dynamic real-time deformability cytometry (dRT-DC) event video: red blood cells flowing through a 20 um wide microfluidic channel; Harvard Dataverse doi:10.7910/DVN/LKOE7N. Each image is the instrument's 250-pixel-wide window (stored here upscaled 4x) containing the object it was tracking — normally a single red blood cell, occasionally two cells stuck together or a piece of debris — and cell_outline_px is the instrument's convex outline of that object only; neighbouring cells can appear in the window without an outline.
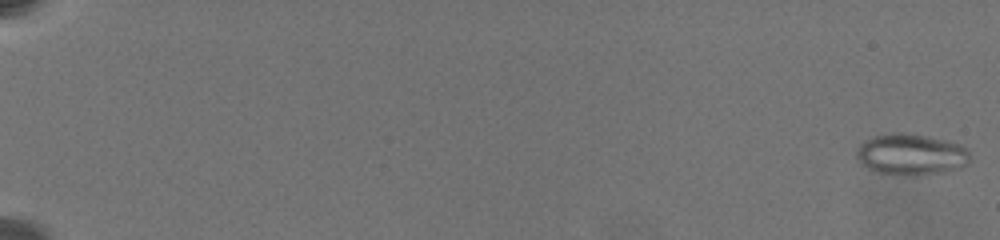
{"species": "common noctule bat (a hibernating species)", "species_latin": "Nyctalus noctula", "temperature_condition": "warm", "stored_images_in_passage": 27, "camera_frame_rate_fps": 3000, "um_per_image_px": 0.085, "animal": {"sex": "female", "body_mass_g": 19.5, "forearm_length_mm": 54.1}, "frame": {"image": 1, "passage_image": 1, "time_ms": 0.0, "image_size_px": [1000, 240], "cell_outline_px": [[968, 164], [944, 172], [912, 176], [904, 176], [876, 172], [860, 164], [856, 156], [856, 152], [860, 144], [864, 140], [872, 136], [892, 132], [900, 132], [928, 136], [960, 144], [968, 148]], "centroid_in_image_um": [77.4, 13.13], "position_along_channel_um": 7.6, "area_um2": 27.51}}
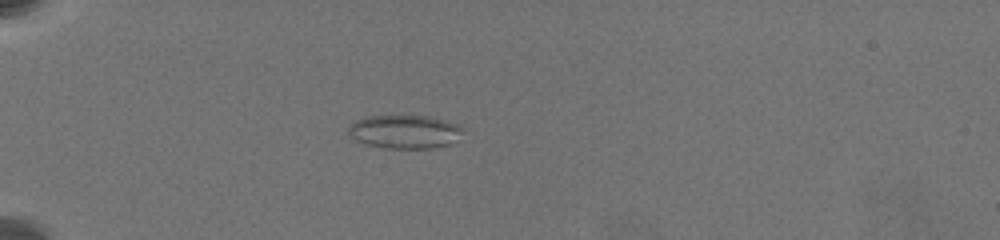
{"frame": {"image": 2, "passage_image": 25, "time_ms": 7.0, "image_size_px": [1000, 240], "cell_outline_px": [[464, 128], [452, 144], [432, 148], [384, 148], [364, 144], [356, 140], [348, 132], [348, 128], [356, 120], [368, 116], [428, 116], [444, 120], [456, 124]], "centroid_in_image_um": [34.39, 11.2], "position_along_channel_um": 50.6, "area_um2": 22.2}}